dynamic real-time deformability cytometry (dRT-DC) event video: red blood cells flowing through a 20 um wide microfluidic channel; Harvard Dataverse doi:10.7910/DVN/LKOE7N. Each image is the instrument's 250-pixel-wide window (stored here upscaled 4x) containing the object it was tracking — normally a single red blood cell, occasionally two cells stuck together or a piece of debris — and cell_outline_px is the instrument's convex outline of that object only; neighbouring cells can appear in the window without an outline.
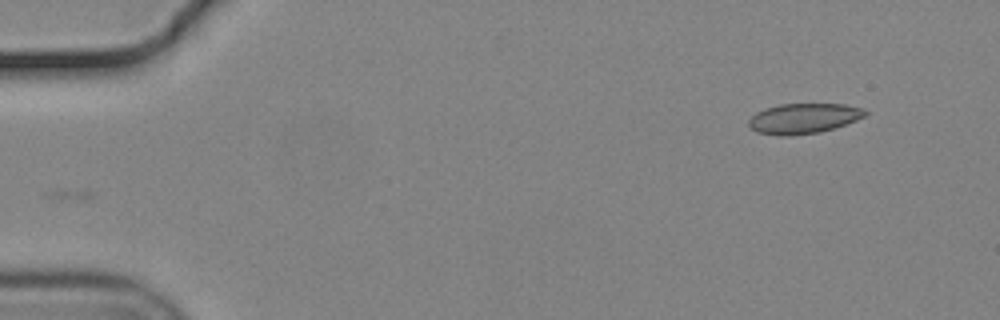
{"species": "common noctule bat (a hibernating species)", "species_latin": "Nyctalus noctula", "temperature_condition": "cold", "stored_images_in_passage": 15, "camera_frame_rate_fps": 3000, "um_per_image_px": 0.085, "animal": {"sex": "male", "body_mass_g": 19.2, "forearm_length_mm": 51.8}, "frame": {"image": 1, "passage_image": 1, "time_ms": 0.0, "image_size_px": [1000, 320], "cell_outline_px": [[868, 112], [864, 116], [856, 120], [820, 132], [788, 136], [780, 136], [756, 132], [748, 124], [748, 120], [756, 112], [764, 108], [780, 104], [844, 104], [860, 108]], "centroid_in_image_um": [68.25, 10.07], "position_along_channel_um": 16.8, "area_um2": 20.35}}